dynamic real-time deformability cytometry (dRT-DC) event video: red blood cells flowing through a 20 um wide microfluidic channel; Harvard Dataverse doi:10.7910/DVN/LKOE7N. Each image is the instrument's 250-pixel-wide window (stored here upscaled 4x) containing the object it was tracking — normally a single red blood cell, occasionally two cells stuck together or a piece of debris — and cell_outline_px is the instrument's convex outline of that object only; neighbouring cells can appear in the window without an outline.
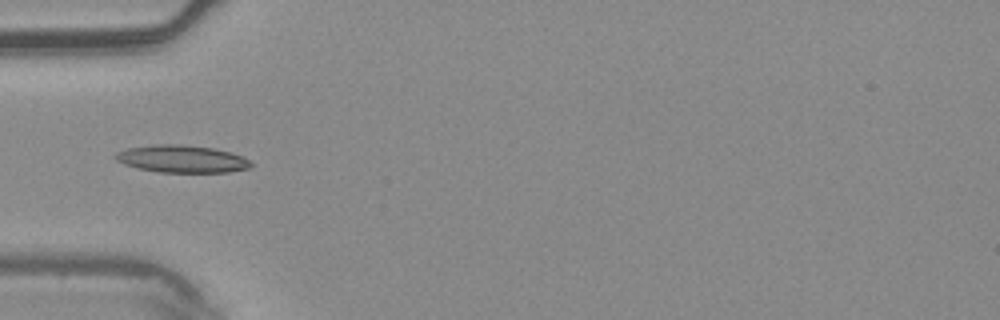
{"species": "common noctule bat (a hibernating species)", "species_latin": "Nyctalus noctula", "temperature_condition": "warm", "stored_images_in_passage": 6, "camera_frame_rate_fps": 3000, "um_per_image_px": 0.085, "animal": {"sex": "male", "body_mass_g": 20.4}, "frame": {"image": 1, "passage_image": 4, "time_ms": 1.0, "image_size_px": [1000, 320], "cell_outline_px": [[252, 168], [228, 172], [160, 172], [136, 168], [124, 164], [116, 160], [112, 156], [116, 152], [128, 148], [156, 144], [176, 144], [212, 148], [228, 152], [240, 156], [248, 160], [252, 164]], "centroid_in_image_um": [15.41, 13.51], "position_along_channel_um": 69.6, "area_um2": 21.5}}
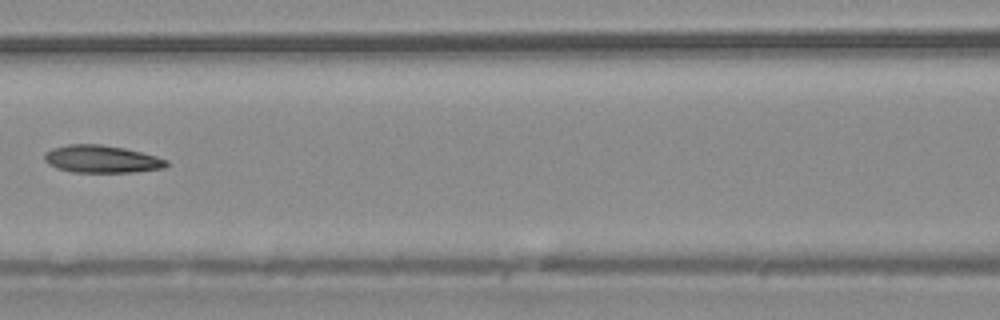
{"frame": {"image": 2, "passage_image": 6, "time_ms": 1.667, "image_size_px": [1000, 320], "cell_outline_px": [[168, 164], [164, 168], [132, 172], [72, 172], [56, 168], [48, 164], [44, 160], [44, 152], [52, 148], [68, 144], [100, 144], [124, 148], [156, 156], [168, 160]], "centroid_in_image_um": [8.6, 13.52], "position_along_channel_um": 158.0, "area_um2": 19.59}}